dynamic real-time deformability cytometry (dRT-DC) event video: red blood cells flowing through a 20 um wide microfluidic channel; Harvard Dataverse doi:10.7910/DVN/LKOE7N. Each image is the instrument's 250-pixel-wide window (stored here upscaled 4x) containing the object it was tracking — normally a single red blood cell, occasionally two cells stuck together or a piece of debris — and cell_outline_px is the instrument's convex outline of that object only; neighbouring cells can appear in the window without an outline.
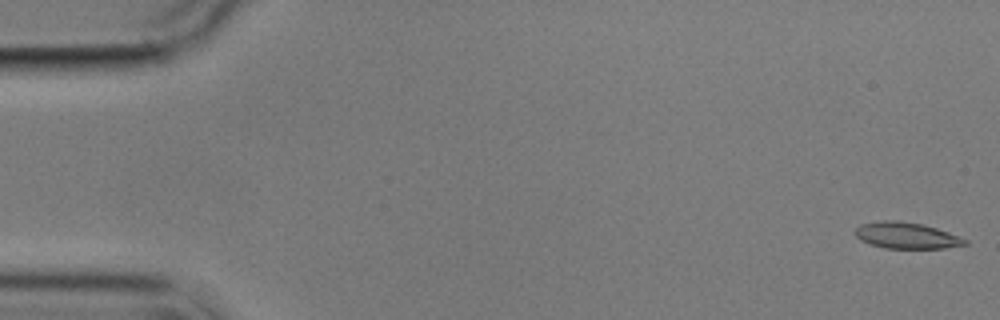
{"species": "common noctule bat (a hibernating species)", "species_latin": "Nyctalus noctula", "temperature_condition": "cold", "stored_images_in_passage": 7, "camera_frame_rate_fps": 3000, "um_per_image_px": 0.085, "animal": {"sex": "male", "body_mass_g": 17.9}, "frame": {"image": 1, "passage_image": 1, "time_ms": 0.0, "image_size_px": [1000, 320], "cell_outline_px": [[968, 244], [944, 248], [884, 248], [860, 240], [856, 236], [856, 228], [860, 224], [880, 220], [896, 220], [924, 224], [948, 232], [968, 240]], "centroid_in_image_um": [77.05, 20.01], "position_along_channel_um": 8.0, "area_um2": 16.76}}
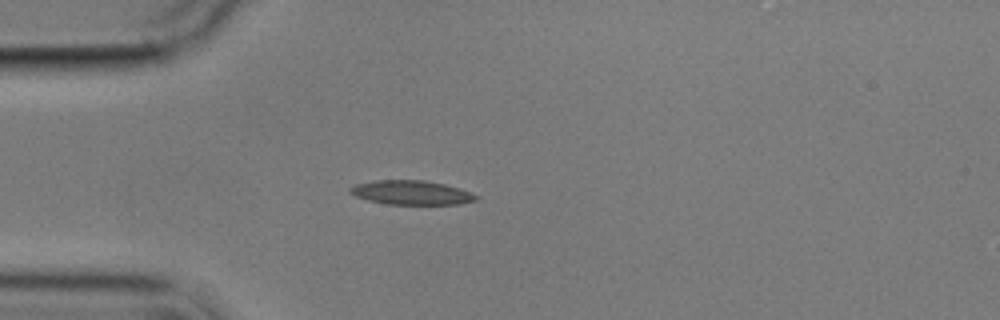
{"frame": {"image": 2, "passage_image": 5, "time_ms": 4.667, "image_size_px": [1000, 320], "cell_outline_px": [[480, 196], [476, 200], [460, 204], [388, 204], [368, 200], [356, 196], [348, 192], [348, 188], [356, 184], [376, 180], [424, 180], [444, 184], [460, 188]], "centroid_in_image_um": [34.97, 16.37], "position_along_channel_um": 50.0, "area_um2": 17.74}}